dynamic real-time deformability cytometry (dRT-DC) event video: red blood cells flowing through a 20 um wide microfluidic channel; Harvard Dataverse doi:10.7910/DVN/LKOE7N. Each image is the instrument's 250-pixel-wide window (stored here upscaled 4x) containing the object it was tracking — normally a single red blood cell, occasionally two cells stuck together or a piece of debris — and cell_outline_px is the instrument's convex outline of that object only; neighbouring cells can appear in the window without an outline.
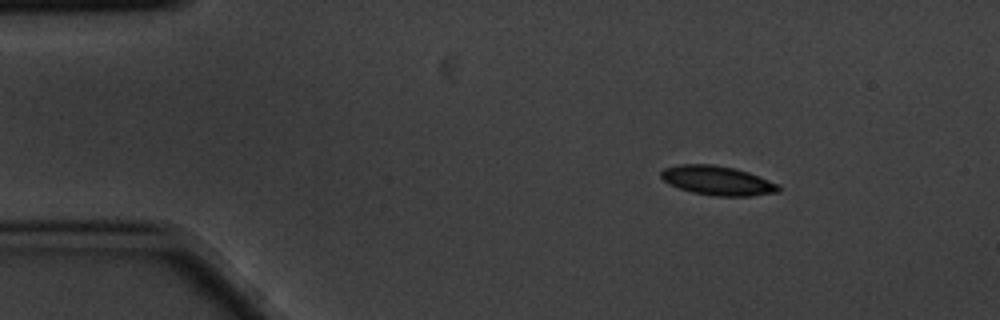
{"species": "common noctule bat (a hibernating species)", "species_latin": "Nyctalus noctula", "temperature_condition": "cold", "stored_images_in_passage": 9, "camera_frame_rate_fps": 3000, "um_per_image_px": 0.085, "animal": {"sex": "male", "body_mass_g": 20.1, "forearm_length_mm": 53.5}, "frame": {"image": 1, "passage_image": 1, "time_ms": 0.0, "image_size_px": [1000, 320], "cell_outline_px": [[780, 192], [752, 196], [712, 196], [692, 192], [668, 184], [660, 176], [660, 172], [664, 168], [680, 164], [712, 164], [732, 168], [748, 172], [780, 184]], "centroid_in_image_um": [61.0, 15.35], "position_along_channel_um": 24.0, "area_um2": 20.11}}
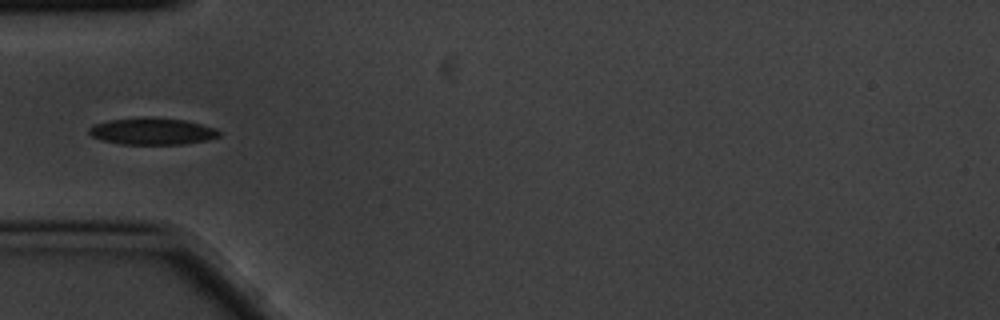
{"frame": {"image": 2, "passage_image": 4, "time_ms": 1.0, "image_size_px": [1000, 320], "cell_outline_px": [[220, 136], [208, 140], [184, 144], [120, 144], [100, 140], [92, 136], [88, 132], [88, 128], [92, 124], [108, 120], [148, 116], [184, 120], [216, 128], [220, 132]], "centroid_in_image_um": [12.9, 11.15], "position_along_channel_um": 72.1, "area_um2": 20.58}}
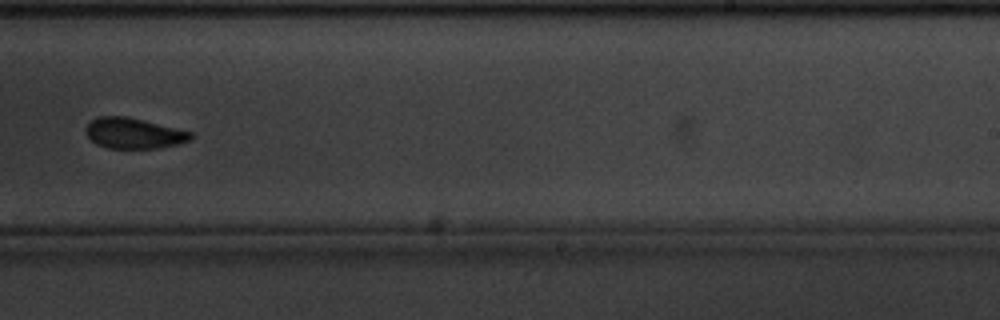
{"frame": {"image": 3, "passage_image": 9, "time_ms": 2.667, "image_size_px": [1000, 320], "cell_outline_px": [[192, 136], [188, 140], [176, 144], [160, 148], [108, 148], [96, 144], [84, 132], [84, 128], [96, 116], [124, 116], [192, 132]], "centroid_in_image_um": [11.3, 11.33], "position_along_channel_um": 277.7, "area_um2": 18.44}}